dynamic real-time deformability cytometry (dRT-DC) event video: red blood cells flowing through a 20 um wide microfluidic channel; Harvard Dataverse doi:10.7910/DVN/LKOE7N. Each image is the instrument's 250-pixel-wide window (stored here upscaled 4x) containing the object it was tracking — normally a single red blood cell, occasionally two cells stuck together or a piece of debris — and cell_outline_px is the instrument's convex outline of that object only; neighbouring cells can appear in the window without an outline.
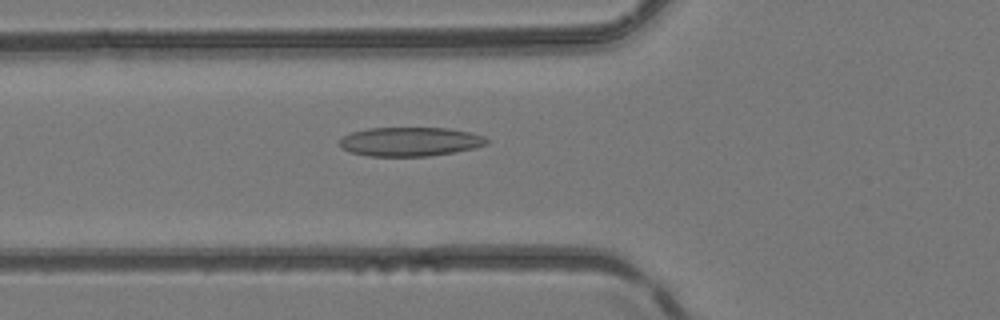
{"species": "common noctule bat (a hibernating species)", "species_latin": "Nyctalus noctula", "temperature_condition": "room temperature", "stored_images_in_passage": 48, "camera_frame_rate_fps": 3000, "um_per_image_px": 0.085, "animal": {"sex": "female", "body_mass_g": 24.6, "forearm_length_mm": 56.2}, "frame": {"image": 1, "passage_image": 18, "time_ms": 5.667, "image_size_px": [1000, 320], "cell_outline_px": [[488, 144], [476, 148], [432, 156], [368, 156], [352, 152], [340, 148], [340, 136], [352, 132], [368, 128], [448, 128], [472, 132], [484, 136], [488, 140]], "centroid_in_image_um": [34.87, 12.04], "position_along_channel_um": 90.9, "area_um2": 25.14}}
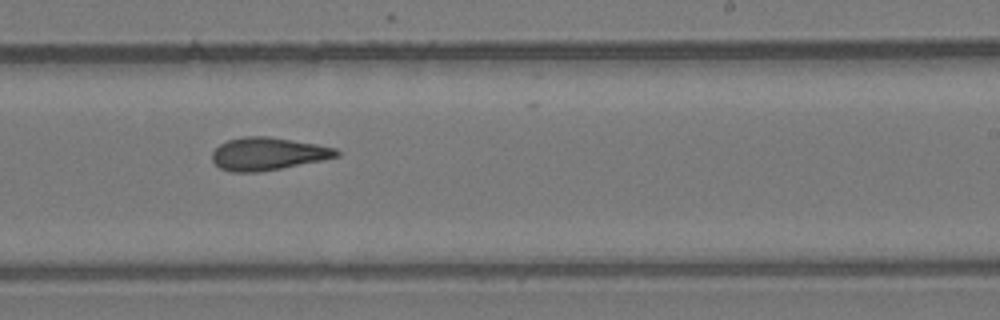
{"frame": {"image": 2, "passage_image": 30, "time_ms": 9.667, "image_size_px": [1000, 320], "cell_outline_px": [[340, 156], [324, 160], [260, 172], [232, 172], [220, 168], [212, 160], [212, 152], [220, 144], [228, 140], [244, 136], [268, 136], [316, 144], [336, 148], [340, 152]], "centroid_in_image_um": [22.78, 13.07], "position_along_channel_um": 266.2, "area_um2": 23.76}}
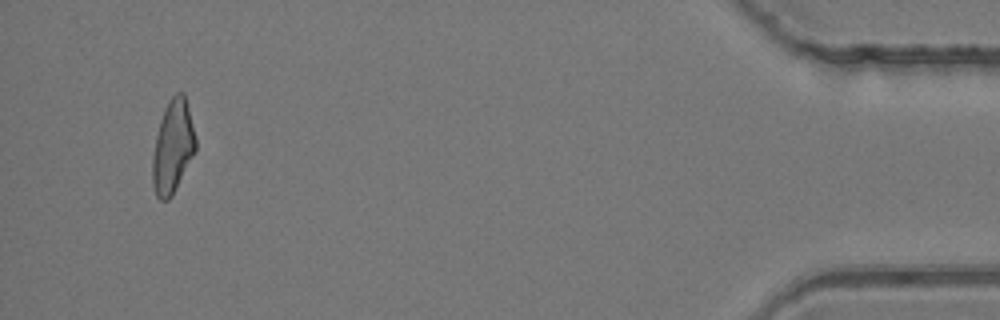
{"frame": {"image": 3, "passage_image": 46, "time_ms": 15.0, "image_size_px": [1000, 320], "cell_outline_px": [[196, 152], [172, 196], [168, 200], [160, 200], [156, 196], [152, 184], [152, 156], [156, 136], [160, 120], [164, 108], [168, 100], [176, 92], [184, 92], [196, 136]], "centroid_in_image_um": [14.69, 12.48], "position_along_channel_um": 420.5, "area_um2": 23.7}}